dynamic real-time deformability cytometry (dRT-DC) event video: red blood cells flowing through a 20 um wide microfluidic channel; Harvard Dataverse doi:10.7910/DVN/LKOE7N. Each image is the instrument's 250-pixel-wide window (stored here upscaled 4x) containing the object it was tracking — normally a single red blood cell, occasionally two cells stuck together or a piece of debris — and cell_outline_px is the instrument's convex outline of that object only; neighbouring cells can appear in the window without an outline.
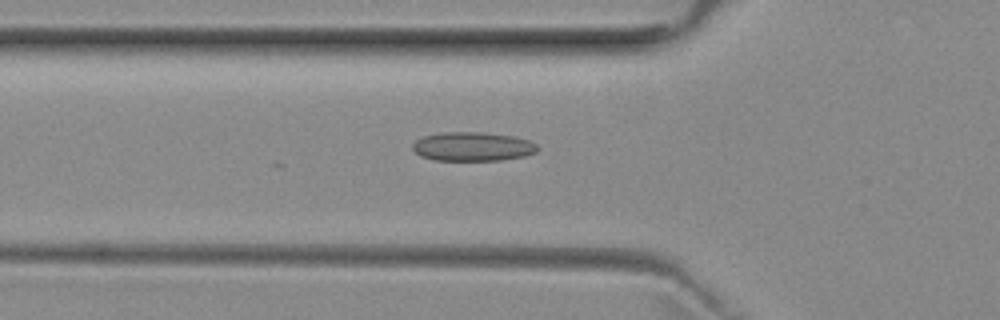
{"species": "common noctule bat (a hibernating species)", "species_latin": "Nyctalus noctula", "temperature_condition": "room temperature", "stored_images_in_passage": 16, "camera_frame_rate_fps": 3000, "um_per_image_px": 0.085, "animal": {"sex": "female", "body_mass_g": 29.2, "forearm_length_mm": 56.3}, "frame": {"image": 1, "passage_image": 4, "time_ms": 1.0, "image_size_px": [1000, 320], "cell_outline_px": [[540, 148], [536, 152], [524, 156], [500, 160], [432, 160], [420, 156], [412, 148], [412, 144], [416, 140], [424, 136], [444, 132], [484, 132], [512, 136], [528, 140], [536, 144]], "centroid_in_image_um": [40.17, 12.46], "position_along_channel_um": 85.6, "area_um2": 21.1}}
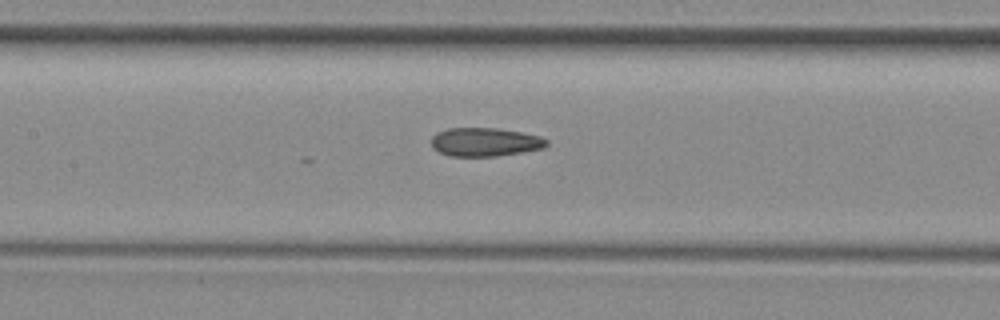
{"frame": {"image": 2, "passage_image": 10, "time_ms": 3.0, "image_size_px": [1000, 320], "cell_outline_px": [[548, 144], [544, 148], [496, 156], [452, 156], [440, 152], [432, 148], [432, 136], [436, 132], [448, 128], [496, 128], [520, 132], [540, 136], [548, 140]], "centroid_in_image_um": [41.21, 12.06], "position_along_channel_um": 166.2, "area_um2": 19.13}}
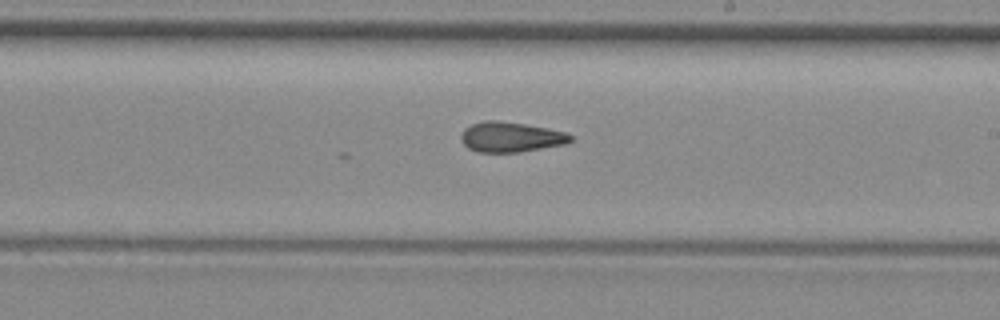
{"frame": {"image": 3, "passage_image": 16, "time_ms": 5.0, "image_size_px": [1000, 320], "cell_outline_px": [[572, 140], [568, 144], [520, 152], [476, 152], [468, 148], [460, 140], [460, 136], [464, 128], [472, 124], [484, 120], [496, 120], [524, 124], [548, 128], [568, 132], [572, 136]], "centroid_in_image_um": [43.43, 11.65], "position_along_channel_um": 245.6, "area_um2": 19.48}}